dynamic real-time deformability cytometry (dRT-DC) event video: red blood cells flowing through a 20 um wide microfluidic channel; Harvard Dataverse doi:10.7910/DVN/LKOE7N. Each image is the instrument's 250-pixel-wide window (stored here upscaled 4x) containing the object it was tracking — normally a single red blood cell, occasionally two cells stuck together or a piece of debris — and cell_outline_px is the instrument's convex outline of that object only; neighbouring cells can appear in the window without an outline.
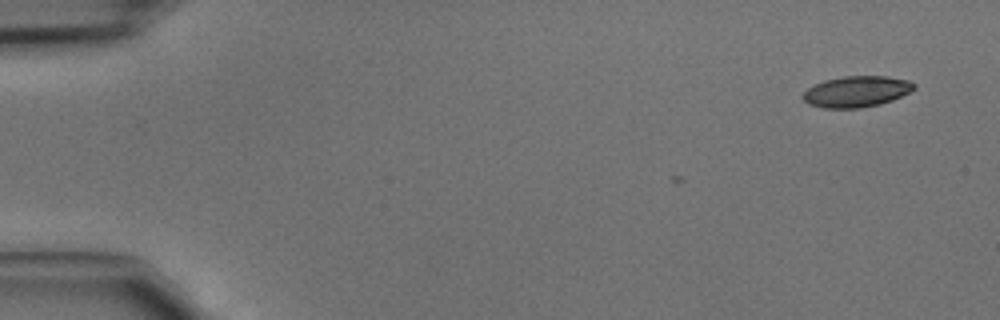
{"species": "common noctule bat (a hibernating species)", "species_latin": "Nyctalus noctula", "temperature_condition": "cold", "stored_images_in_passage": 2, "camera_frame_rate_fps": 3000, "um_per_image_px": 0.085, "animal": {"sex": "male", "body_mass_g": 15.6}, "frame": {"image": 1, "passage_image": 2, "time_ms": 0.333, "image_size_px": [1000, 320], "cell_outline_px": [[916, 88], [892, 100], [880, 104], [856, 108], [824, 108], [808, 104], [800, 96], [808, 88], [824, 80], [844, 76], [888, 76], [908, 80], [916, 84]], "centroid_in_image_um": [72.79, 7.78], "position_along_channel_um": 12.2, "area_um2": 20.06}}